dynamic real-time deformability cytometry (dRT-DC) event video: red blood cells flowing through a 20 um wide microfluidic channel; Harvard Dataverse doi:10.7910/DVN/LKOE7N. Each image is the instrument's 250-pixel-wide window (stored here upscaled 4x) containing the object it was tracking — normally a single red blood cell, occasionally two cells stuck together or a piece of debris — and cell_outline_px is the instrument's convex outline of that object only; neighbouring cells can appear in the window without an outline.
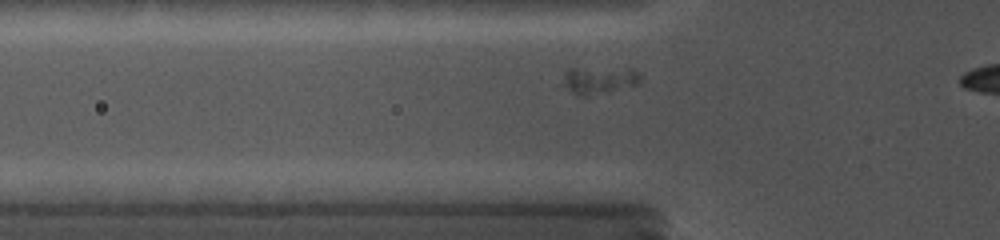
{"species": "common noctule bat (a hibernating species)", "species_latin": "Nyctalus noctula", "temperature_condition": "cold", "stored_images_in_passage": 27, "camera_frame_rate_fps": 5000, "um_per_image_px": 0.085, "animal": {"sex": "female", "body_mass_g": 19.0, "forearm_length_mm": 56.7}, "frame": {"image": 1, "passage_image": 10, "time_ms": 3.4, "image_size_px": [1000, 240], "cell_outline_px": [[644, 80], [636, 84], [584, 96], [580, 96], [572, 92], [564, 84], [564, 72], [568, 68], [628, 68], [640, 72]], "centroid_in_image_um": [50.96, 6.77], "position_along_channel_um": 74.8, "area_um2": 12.08}}
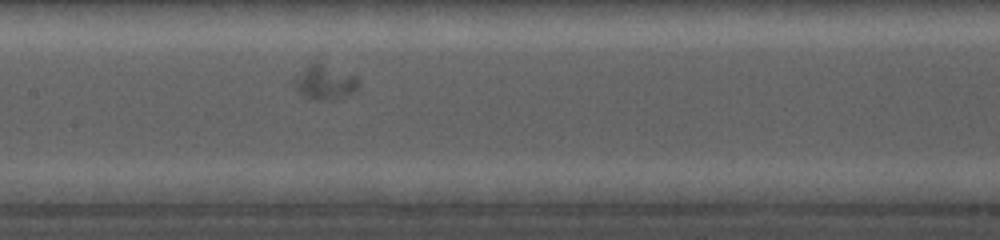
{"frame": {"image": 2, "passage_image": 17, "time_ms": 6.2, "image_size_px": [1000, 240], "cell_outline_px": [[356, 88], [352, 92], [344, 96], [316, 100], [300, 92], [296, 88], [296, 76], [316, 60], [356, 76]], "centroid_in_image_um": [27.62, 6.95], "position_along_channel_um": 179.8, "area_um2": 12.08}}
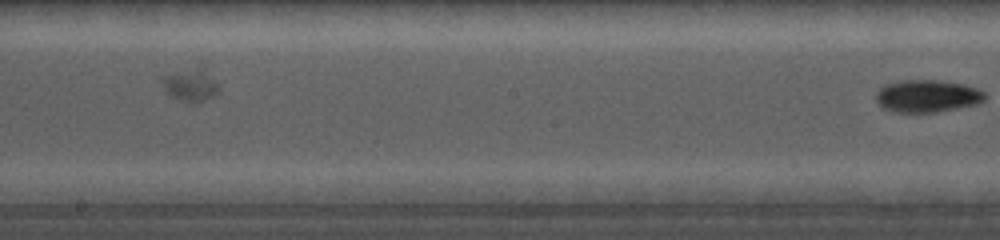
{"frame": {"image": 3, "passage_image": 21, "time_ms": 7.6, "image_size_px": [1000, 240], "cell_outline_px": [[220, 88], [212, 96], [196, 104], [192, 104], [172, 96], [164, 88], [164, 80], [168, 76], [200, 64], [204, 64]], "centroid_in_image_um": [16.31, 7.2], "position_along_channel_um": 231.9, "area_um2": 10.58}}